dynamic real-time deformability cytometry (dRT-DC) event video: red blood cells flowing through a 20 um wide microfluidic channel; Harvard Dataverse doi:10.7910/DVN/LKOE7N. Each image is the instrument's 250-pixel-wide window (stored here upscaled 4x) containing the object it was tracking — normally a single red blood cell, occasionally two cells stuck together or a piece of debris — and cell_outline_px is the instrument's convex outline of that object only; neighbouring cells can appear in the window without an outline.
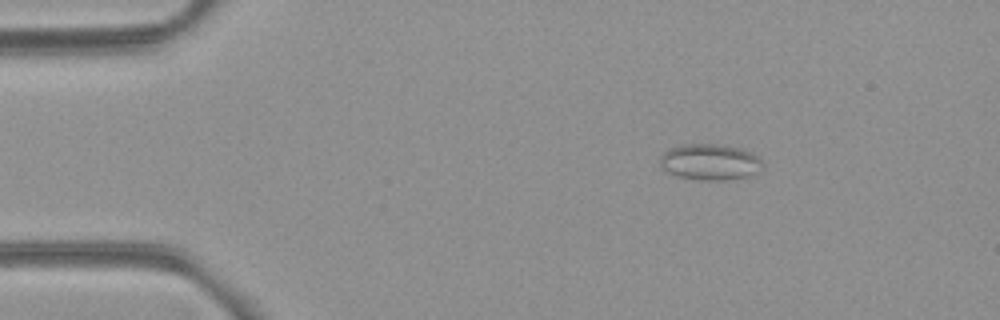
{"species": "common noctule bat (a hibernating species)", "species_latin": "Nyctalus noctula", "temperature_condition": "room temperature", "stored_images_in_passage": 5, "camera_frame_rate_fps": 3000, "um_per_image_px": 0.085, "animal": {"sex": "female", "body_mass_g": 21.9}, "frame": {"image": 1, "passage_image": 2, "time_ms": 1.333, "image_size_px": [1000, 320], "cell_outline_px": [[764, 168], [760, 172], [748, 176], [724, 180], [696, 180], [676, 176], [660, 168], [660, 156], [664, 152], [672, 148], [684, 144], [716, 144], [740, 148], [752, 152], [764, 164]], "centroid_in_image_um": [60.36, 13.78], "position_along_channel_um": 24.6, "area_um2": 21.79}}